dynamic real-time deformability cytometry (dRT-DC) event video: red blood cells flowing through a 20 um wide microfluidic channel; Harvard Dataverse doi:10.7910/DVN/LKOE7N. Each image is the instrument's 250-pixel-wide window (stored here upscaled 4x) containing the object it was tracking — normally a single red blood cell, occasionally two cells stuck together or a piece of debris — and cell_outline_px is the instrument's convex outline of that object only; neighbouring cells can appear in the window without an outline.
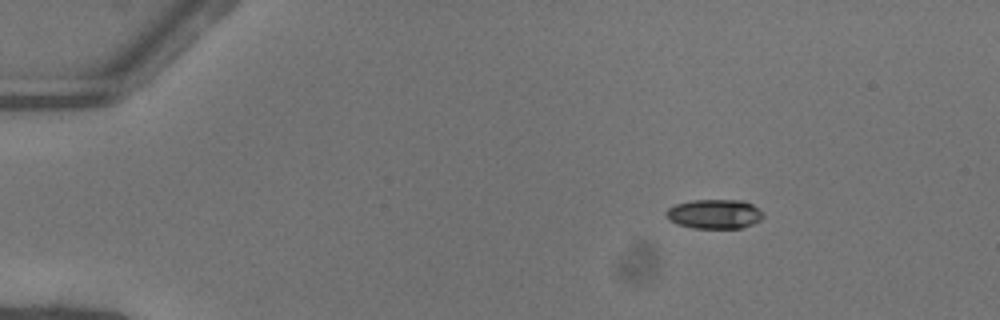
{"species": "common noctule bat (a hibernating species)", "species_latin": "Nyctalus noctula", "temperature_condition": "warm", "stored_images_in_passage": 44, "camera_frame_rate_fps": 3000, "um_per_image_px": 0.085, "animal": {"sex": "female"}, "frame": {"image": 1, "passage_image": 1, "time_ms": 0.0, "image_size_px": [1000, 320], "cell_outline_px": [[764, 216], [760, 220], [752, 224], [740, 228], [692, 228], [676, 224], [668, 220], [664, 212], [668, 208], [676, 204], [692, 200], [744, 200], [752, 204]], "centroid_in_image_um": [60.68, 18.19], "position_along_channel_um": 24.3, "area_um2": 16.65}}
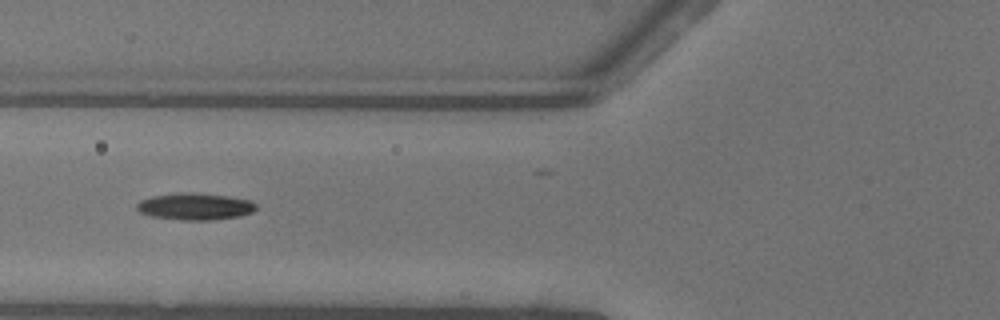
{"frame": {"image": 2, "passage_image": 14, "time_ms": 4.333, "image_size_px": [1000, 320], "cell_outline_px": [[256, 208], [252, 212], [240, 216], [212, 220], [184, 220], [152, 216], [140, 212], [136, 208], [136, 204], [140, 200], [152, 196], [180, 192], [192, 192], [228, 196], [252, 200], [256, 204]], "centroid_in_image_um": [16.59, 17.54], "position_along_channel_um": 109.2, "area_um2": 18.73}}
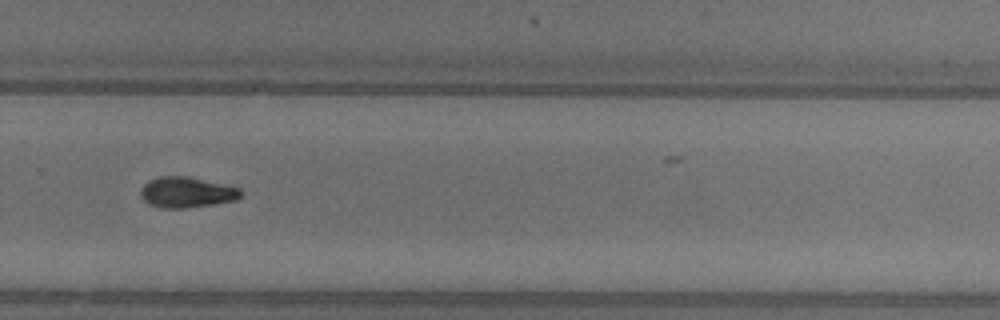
{"frame": {"image": 3, "passage_image": 29, "time_ms": 9.333, "image_size_px": [1000, 320], "cell_outline_px": [[244, 196], [236, 200], [212, 204], [184, 208], [160, 208], [148, 204], [140, 196], [140, 188], [148, 180], [160, 176], [188, 176], [228, 184], [240, 188], [244, 192]], "centroid_in_image_um": [15.9, 16.33], "position_along_channel_um": 313.9, "area_um2": 18.32}, "authors_computed_cell_mechanics": {"area_um2": 17.4267, "velocity_mm_per_s": 4.0934, "shape_relaxation_time_tau1_ms": 5.0498, "shape_relaxation_time_tau2_ms": null, "deformation_change_tau1": 0.1588, "deformation_change_tau2": null}}